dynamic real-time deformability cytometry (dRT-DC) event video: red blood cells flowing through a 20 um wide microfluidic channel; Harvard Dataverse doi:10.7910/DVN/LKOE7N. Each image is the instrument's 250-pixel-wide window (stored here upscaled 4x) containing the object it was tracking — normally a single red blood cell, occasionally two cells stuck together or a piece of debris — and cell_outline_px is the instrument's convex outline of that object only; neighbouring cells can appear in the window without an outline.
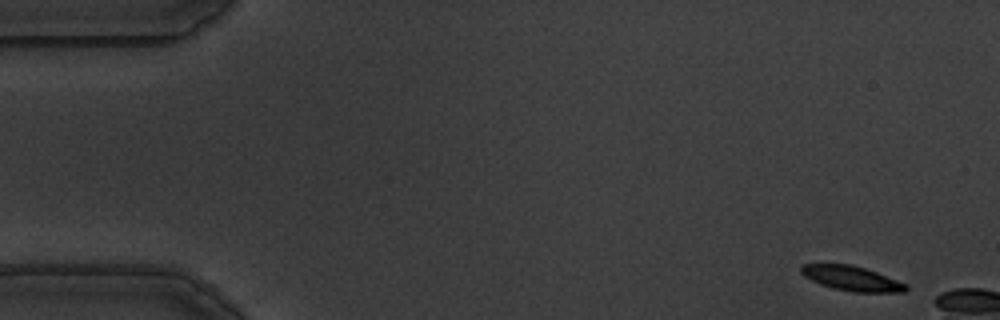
{"species": "common noctule bat (a hibernating species)", "species_latin": "Nyctalus noctula", "temperature_condition": "warm", "stored_images_in_passage": 13, "camera_frame_rate_fps": 3000, "um_per_image_px": 0.085, "animal": {"sex": "male", "body_mass_g": 19.5, "forearm_length_mm": 54.6}, "frame": {"image": 1, "passage_image": 1, "time_ms": 0.0, "image_size_px": [1000, 320], "cell_outline_px": [[908, 288], [904, 292], [852, 292], [832, 288], [820, 284], [804, 276], [800, 272], [800, 268], [804, 264], [852, 264], [876, 272], [908, 284]], "centroid_in_image_um": [72.4, 23.67], "position_along_channel_um": 12.6, "area_um2": 15.09}}